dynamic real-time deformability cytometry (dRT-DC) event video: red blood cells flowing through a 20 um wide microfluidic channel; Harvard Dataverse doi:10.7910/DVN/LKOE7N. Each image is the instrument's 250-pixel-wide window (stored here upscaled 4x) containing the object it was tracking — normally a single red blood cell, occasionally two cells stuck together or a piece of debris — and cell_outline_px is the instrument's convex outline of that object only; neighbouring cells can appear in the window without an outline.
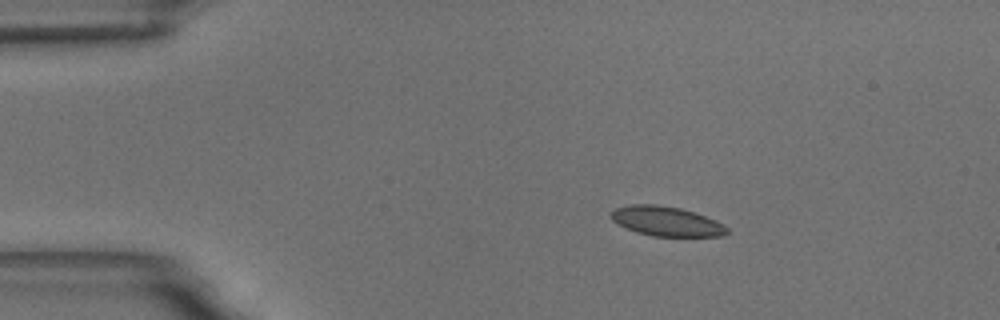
{"species": "common noctule bat (a hibernating species)", "species_latin": "Nyctalus noctula", "temperature_condition": "room temperature", "stored_images_in_passage": 3, "camera_frame_rate_fps": 3000, "um_per_image_px": 0.085, "animal": {"sex": "male", "body_mass_g": 18.8}, "frame": {"image": 1, "passage_image": 1, "time_ms": 0.0, "image_size_px": [1000, 320], "cell_outline_px": [[728, 232], [724, 236], [652, 236], [636, 232], [612, 220], [612, 212], [616, 208], [632, 204], [656, 204], [680, 208], [716, 220], [724, 224], [728, 228]], "centroid_in_image_um": [56.68, 18.81], "position_along_channel_um": 28.3, "area_um2": 19.77}}
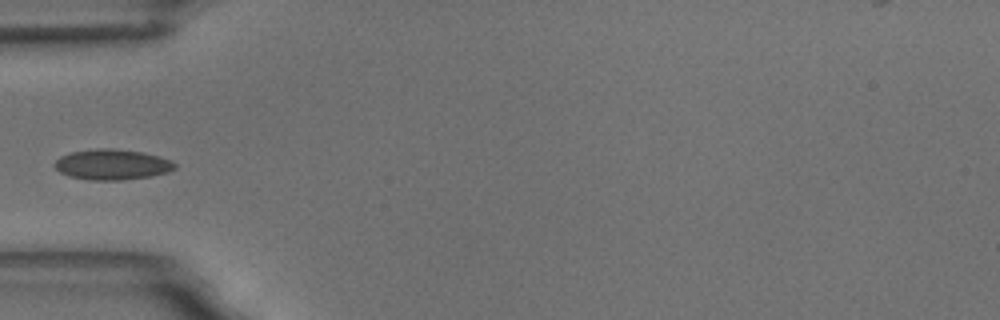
{"frame": {"image": 2, "passage_image": 3, "time_ms": 3.0, "image_size_px": [1000, 320], "cell_outline_px": [[176, 168], [168, 172], [152, 176], [120, 180], [88, 180], [68, 176], [60, 172], [52, 164], [60, 156], [72, 152], [96, 148], [112, 148], [140, 152], [160, 156], [172, 160], [176, 164]], "centroid_in_image_um": [9.53, 13.98], "position_along_channel_um": 75.5, "area_um2": 21.5}}